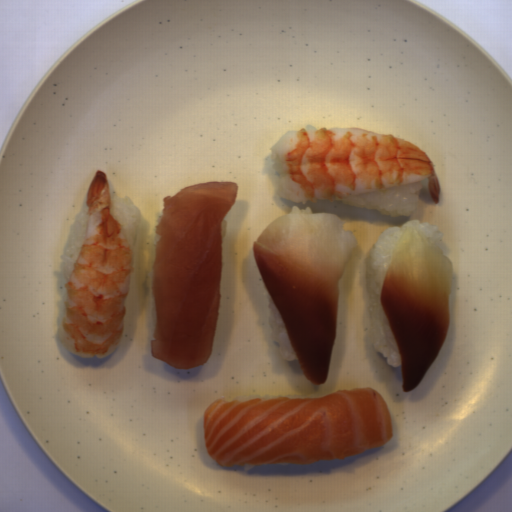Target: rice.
<instances>
[{
    "mask_svg": "<svg viewBox=\"0 0 512 512\" xmlns=\"http://www.w3.org/2000/svg\"><path fill=\"white\" fill-rule=\"evenodd\" d=\"M108 187L112 210L121 224L130 245L133 273L125 301L122 344L137 317L145 306L146 310V343L144 349L151 357V340H155L156 307L153 295L156 245L161 237L154 230L150 235L148 220L134 204L130 196H117L110 180ZM117 345V346H118Z\"/></svg>",
    "mask_w": 512,
    "mask_h": 512,
    "instance_id": "obj_1",
    "label": "rice"
},
{
    "mask_svg": "<svg viewBox=\"0 0 512 512\" xmlns=\"http://www.w3.org/2000/svg\"><path fill=\"white\" fill-rule=\"evenodd\" d=\"M88 208L86 197L84 198L74 223L70 225L68 236L63 245V253L60 256L62 261L59 271L54 270L53 274L57 280V291L62 299L56 302L58 308L57 323L60 330L61 321L66 301V281L72 273L80 248L85 238Z\"/></svg>",
    "mask_w": 512,
    "mask_h": 512,
    "instance_id": "obj_4",
    "label": "rice"
},
{
    "mask_svg": "<svg viewBox=\"0 0 512 512\" xmlns=\"http://www.w3.org/2000/svg\"><path fill=\"white\" fill-rule=\"evenodd\" d=\"M267 304H268V328L272 341L278 344L277 349L279 355L285 361H294L298 359L292 342L288 336L285 326L281 320L278 310L273 302V299L267 291Z\"/></svg>",
    "mask_w": 512,
    "mask_h": 512,
    "instance_id": "obj_5",
    "label": "rice"
},
{
    "mask_svg": "<svg viewBox=\"0 0 512 512\" xmlns=\"http://www.w3.org/2000/svg\"><path fill=\"white\" fill-rule=\"evenodd\" d=\"M423 188L421 181L409 183L368 192L364 194L343 197L338 200L349 206L377 210L393 217H410L417 209L420 191Z\"/></svg>",
    "mask_w": 512,
    "mask_h": 512,
    "instance_id": "obj_3",
    "label": "rice"
},
{
    "mask_svg": "<svg viewBox=\"0 0 512 512\" xmlns=\"http://www.w3.org/2000/svg\"><path fill=\"white\" fill-rule=\"evenodd\" d=\"M415 223L431 241L436 243L448 257L450 250L444 241V234L429 221H404L400 227H390L381 232L378 240L369 247L364 260L365 285L367 298L363 310L364 329L375 353L387 357L389 367L400 368V353L384 310L381 306L380 292L383 278L391 264L392 253L401 238L404 228Z\"/></svg>",
    "mask_w": 512,
    "mask_h": 512,
    "instance_id": "obj_2",
    "label": "rice"
},
{
    "mask_svg": "<svg viewBox=\"0 0 512 512\" xmlns=\"http://www.w3.org/2000/svg\"><path fill=\"white\" fill-rule=\"evenodd\" d=\"M227 231H228L227 220H223L222 219V224H221V240L226 238Z\"/></svg>",
    "mask_w": 512,
    "mask_h": 512,
    "instance_id": "obj_7",
    "label": "rice"
},
{
    "mask_svg": "<svg viewBox=\"0 0 512 512\" xmlns=\"http://www.w3.org/2000/svg\"><path fill=\"white\" fill-rule=\"evenodd\" d=\"M254 465H255V464H254ZM254 465H243L242 470H244V471L246 472V471L250 470L251 468H253V467H254Z\"/></svg>",
    "mask_w": 512,
    "mask_h": 512,
    "instance_id": "obj_8",
    "label": "rice"
},
{
    "mask_svg": "<svg viewBox=\"0 0 512 512\" xmlns=\"http://www.w3.org/2000/svg\"><path fill=\"white\" fill-rule=\"evenodd\" d=\"M289 214H313V210L307 206L305 209H301L299 206H294Z\"/></svg>",
    "mask_w": 512,
    "mask_h": 512,
    "instance_id": "obj_6",
    "label": "rice"
}]
</instances>
